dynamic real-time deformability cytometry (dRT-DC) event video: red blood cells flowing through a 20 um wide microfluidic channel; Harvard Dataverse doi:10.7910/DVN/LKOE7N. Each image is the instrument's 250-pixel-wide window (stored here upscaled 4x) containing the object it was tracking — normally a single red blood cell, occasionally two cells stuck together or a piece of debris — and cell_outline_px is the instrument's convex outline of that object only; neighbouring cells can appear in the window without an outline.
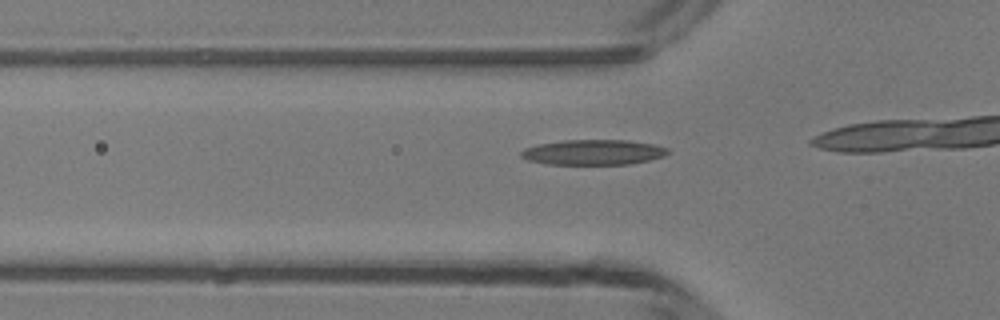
{"species": "common noctule bat (a hibernating species)", "species_latin": "Nyctalus noctula", "temperature_condition": "room temperature", "stored_images_in_passage": 7, "camera_frame_rate_fps": 3000, "um_per_image_px": 0.085, "animal": {"sex": "male", "body_mass_g": 13.3}, "frame": {"image": 1, "passage_image": 3, "time_ms": 0.667, "image_size_px": [1000, 320], "cell_outline_px": [[668, 152], [664, 156], [648, 160], [628, 164], [548, 164], [528, 160], [520, 156], [520, 152], [524, 148], [536, 144], [564, 140], [628, 140], [656, 144], [668, 148]], "centroid_in_image_um": [50.41, 12.93], "position_along_channel_um": 75.4, "area_um2": 21.62}}
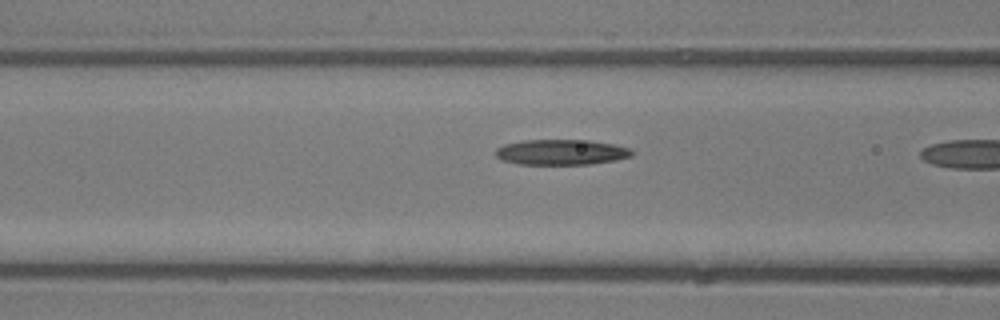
{"frame": {"image": 2, "passage_image": 6, "time_ms": 1.667, "image_size_px": [1000, 320], "cell_outline_px": [[636, 152], [632, 156], [616, 160], [588, 164], [520, 164], [500, 160], [496, 156], [496, 148], [504, 144], [524, 140], [588, 140], [616, 144], [632, 148]], "centroid_in_image_um": [47.75, 12.93], "position_along_channel_um": 118.8, "area_um2": 20.4}}